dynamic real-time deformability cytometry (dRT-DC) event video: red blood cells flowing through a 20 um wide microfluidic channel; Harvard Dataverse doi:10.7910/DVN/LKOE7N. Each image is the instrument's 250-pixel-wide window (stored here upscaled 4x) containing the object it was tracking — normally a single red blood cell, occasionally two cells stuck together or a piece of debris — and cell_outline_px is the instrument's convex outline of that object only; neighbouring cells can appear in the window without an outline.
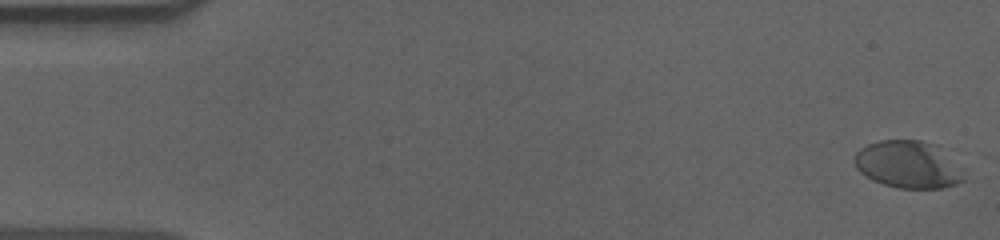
{"species": "human", "species_latin": "Homo sapiens", "temperature_condition": "cold", "stored_images_in_passage": 57, "camera_frame_rate_fps": 3000, "um_per_image_px": 0.085, "donor": {"sex": "male"}, "frame": {"image": 1, "passage_image": 1, "time_ms": 0.0, "image_size_px": [1000, 240], "cell_outline_px": [[964, 180], [956, 184], [944, 188], [900, 188], [884, 184], [860, 172], [856, 168], [852, 160], [856, 152], [860, 148], [868, 144], [880, 140], [920, 140], [936, 144], [964, 168]], "centroid_in_image_um": [77.23, 13.97], "position_along_channel_um": 7.8, "area_um2": 30.4}}
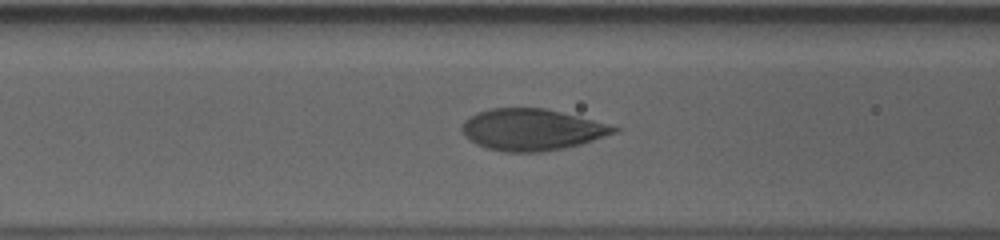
{"frame": {"image": 2, "passage_image": 23, "time_ms": 7.333, "image_size_px": [1000, 240], "cell_outline_px": [[620, 128], [616, 132], [580, 144], [540, 152], [504, 152], [488, 148], [476, 144], [468, 140], [464, 136], [460, 128], [464, 120], [476, 112], [492, 108], [544, 108], [608, 124]], "centroid_in_image_um": [45.12, 11.02], "position_along_channel_um": 121.5, "area_um2": 36.47}}
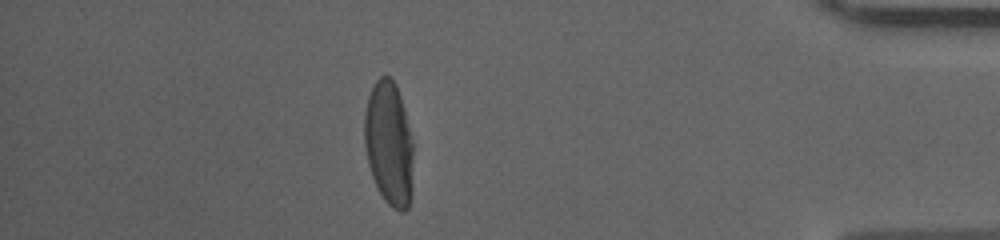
{"frame": {"image": 3, "passage_image": 50, "time_ms": 16.333, "image_size_px": [1000, 240], "cell_outline_px": [[412, 192], [408, 208], [404, 212], [400, 212], [392, 208], [384, 200], [372, 176], [368, 164], [364, 144], [364, 112], [368, 96], [376, 80], [380, 76], [388, 76], [396, 84], [400, 96], [412, 144]], "centroid_in_image_um": [33.04, 12.24], "position_along_channel_um": 402.2, "area_um2": 35.2}, "authors_computed_cell_mechanics": {"area_um2": 35.6626, "velocity_mm_per_s": 3.6009, "shape_relaxation_time_tau1_ms": 5.2531, "shape_relaxation_time_tau2_ms": null, "deformation_change_tau1": 0.2123, "deformation_change_tau2": null}}